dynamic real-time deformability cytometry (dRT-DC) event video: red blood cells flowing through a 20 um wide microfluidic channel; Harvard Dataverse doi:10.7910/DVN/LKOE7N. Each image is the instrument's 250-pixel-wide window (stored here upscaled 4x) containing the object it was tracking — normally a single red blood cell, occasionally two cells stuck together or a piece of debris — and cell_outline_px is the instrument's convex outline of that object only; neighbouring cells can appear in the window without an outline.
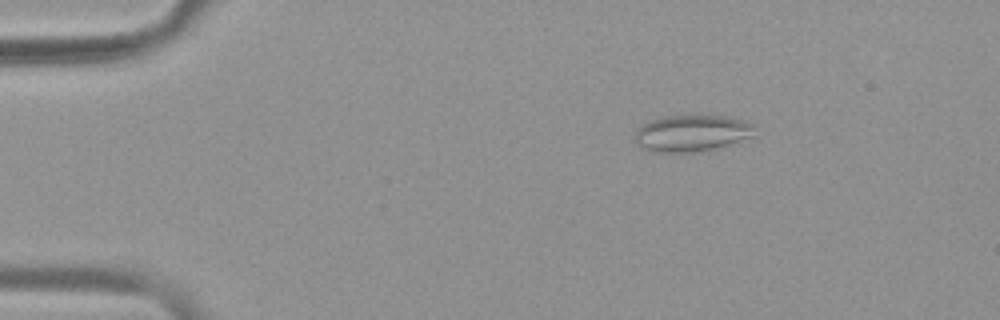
{"species": "common noctule bat (a hibernating species)", "species_latin": "Nyctalus noctula", "temperature_condition": "warm", "stored_images_in_passage": 53, "camera_frame_rate_fps": 3000, "um_per_image_px": 0.085, "animal": {"sex": "female", "body_mass_g": 19.9}, "frame": {"image": 1, "passage_image": 9, "time_ms": 2.667, "image_size_px": [1000, 320], "cell_outline_px": [[756, 136], [708, 152], [652, 152], [640, 148], [636, 144], [636, 128], [652, 120], [664, 116], [728, 116], [744, 120], [756, 124]], "centroid_in_image_um": [58.88, 11.35], "position_along_channel_um": 26.1, "area_um2": 26.24}}
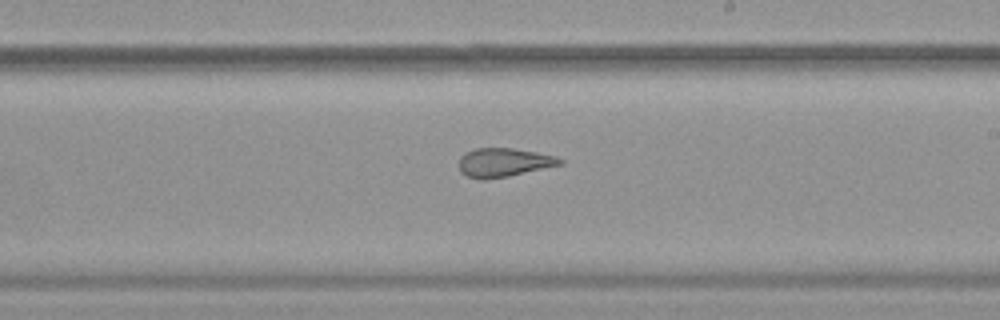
{"frame": {"image": 2, "passage_image": 32, "time_ms": 10.333, "image_size_px": [1000, 320], "cell_outline_px": [[564, 164], [508, 176], [484, 180], [480, 180], [468, 176], [460, 172], [460, 156], [464, 152], [476, 148], [512, 148], [536, 152], [556, 156], [564, 160]], "centroid_in_image_um": [42.82, 13.81], "position_along_channel_um": 246.2, "area_um2": 16.99}}
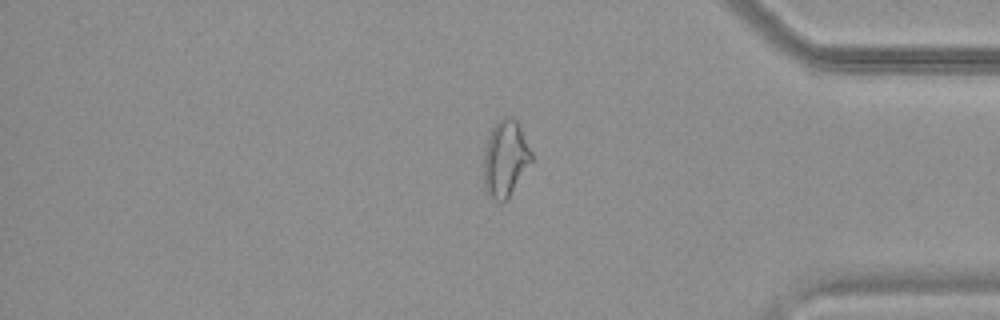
{"frame": {"image": 3, "passage_image": 45, "time_ms": 14.667, "image_size_px": [1000, 320], "cell_outline_px": [[536, 160], [508, 200], [504, 204], [488, 196], [484, 192], [484, 148], [488, 136], [492, 128], [504, 116], [512, 116], [516, 120]], "centroid_in_image_um": [42.99, 13.56], "position_along_channel_um": 392.2, "area_um2": 22.14}, "authors_computed_cell_mechanics": {"area_um2": 21.9062, "velocity_mm_per_s": 3.8264, "shape_relaxation_time_tau1_ms": null, "shape_relaxation_time_tau2_ms": 1.9284, "deformation_change_tau1": null, "deformation_change_tau2": 0.0915}}